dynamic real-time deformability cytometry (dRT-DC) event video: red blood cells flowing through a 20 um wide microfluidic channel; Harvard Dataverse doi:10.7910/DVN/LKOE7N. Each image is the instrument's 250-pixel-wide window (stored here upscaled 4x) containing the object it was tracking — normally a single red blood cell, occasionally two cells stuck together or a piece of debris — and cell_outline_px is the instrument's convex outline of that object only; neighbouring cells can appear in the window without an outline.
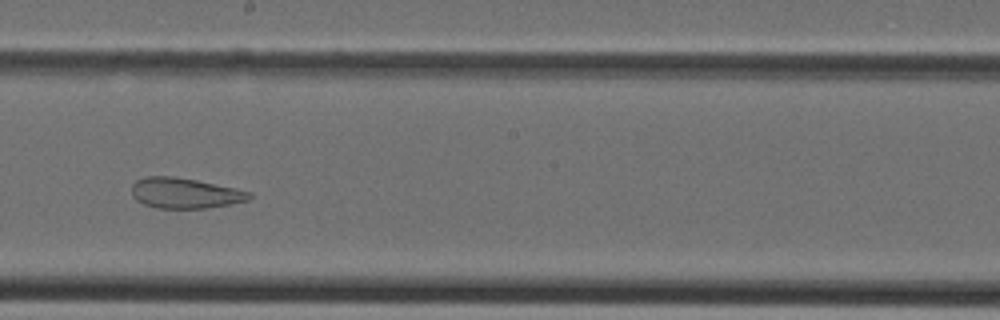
{"species": "Egyptian fruit bat (a non-hibernating species)", "species_latin": "Rousettus aegyptiacus", "temperature_condition": "cold", "stored_images_in_passage": 32, "camera_frame_rate_fps": 3000, "um_per_image_px": 0.085, "animal": {"sex": "female"}, "frame": {"image": 1, "passage_image": 19, "time_ms": 6.0, "image_size_px": [1000, 320], "cell_outline_px": [[252, 196], [248, 200], [208, 208], [156, 208], [144, 204], [136, 200], [132, 196], [132, 184], [136, 180], [144, 176], [172, 176], [196, 180], [236, 188], [252, 192]], "centroid_in_image_um": [15.7, 16.41], "position_along_channel_um": 232.5, "area_um2": 20.92}}
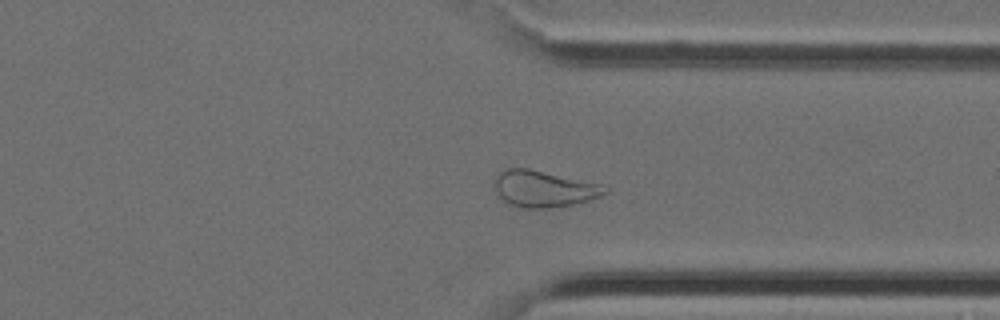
{"frame": {"image": 2, "passage_image": 27, "time_ms": 8.667, "image_size_px": [1000, 320], "cell_outline_px": [[608, 192], [600, 196], [576, 204], [548, 208], [520, 208], [508, 204], [496, 192], [496, 176], [500, 172], [508, 168], [528, 168], [600, 184], [608, 188]], "centroid_in_image_um": [46.23, 16.06], "position_along_channel_um": 365.2, "area_um2": 23.24}}
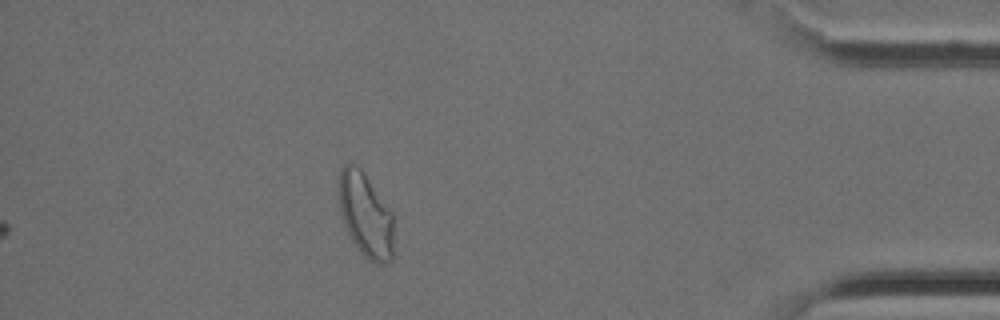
{"frame": {"image": 3, "passage_image": 32, "time_ms": 10.333, "image_size_px": [1000, 320], "cell_outline_px": [[392, 260], [388, 264], [372, 264], [360, 252], [352, 240], [344, 224], [340, 212], [340, 168], [344, 164], [356, 164], [360, 168], [392, 212]], "centroid_in_image_um": [31.08, 18.33], "position_along_channel_um": 404.1, "area_um2": 26.65}}